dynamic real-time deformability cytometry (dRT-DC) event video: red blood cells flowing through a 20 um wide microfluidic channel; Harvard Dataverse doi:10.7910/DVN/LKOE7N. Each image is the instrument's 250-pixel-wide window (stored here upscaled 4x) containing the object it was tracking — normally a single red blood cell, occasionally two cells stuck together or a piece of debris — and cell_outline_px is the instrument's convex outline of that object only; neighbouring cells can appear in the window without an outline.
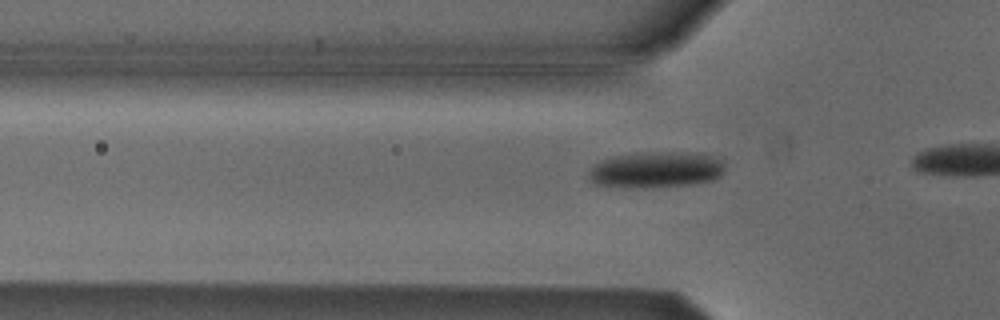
{"species": "Egyptian fruit bat (a non-hibernating species)", "species_latin": "Rousettus aegyptiacus", "temperature_condition": "cold", "stored_images_in_passage": 12, "camera_frame_rate_fps": 3000, "um_per_image_px": 0.085, "animal": {"sex": "male"}, "frame": {"image": 1, "passage_image": 6, "time_ms": 1.667, "image_size_px": [1000, 320], "cell_outline_px": [[724, 172], [720, 176], [712, 180], [692, 184], [648, 188], [632, 188], [596, 184], [588, 176], [588, 172], [592, 164], [600, 160], [612, 156], [636, 152], [688, 152], [708, 156], [720, 160], [724, 164]], "centroid_in_image_um": [55.7, 14.42], "position_along_channel_um": 70.1, "area_um2": 28.9}}
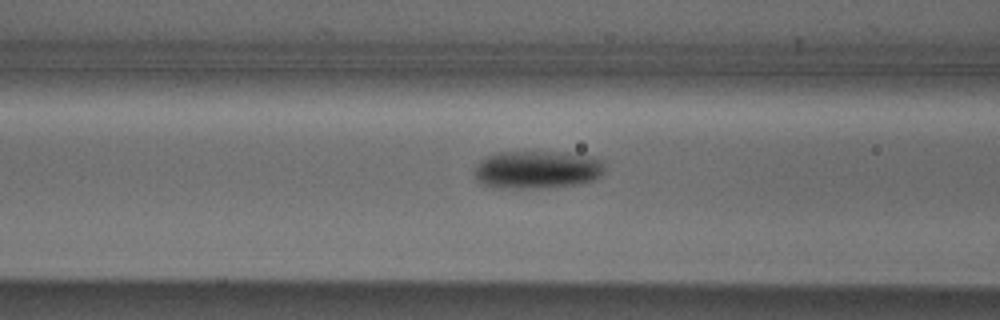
{"frame": {"image": 2, "passage_image": 10, "time_ms": 3.0, "image_size_px": [1000, 320], "cell_outline_px": [[604, 164], [600, 176], [592, 180], [580, 184], [536, 188], [492, 188], [480, 184], [476, 176], [476, 164], [484, 156], [496, 152], [568, 152], [588, 156], [600, 160]], "centroid_in_image_um": [45.6, 14.42], "position_along_channel_um": 121.0, "area_um2": 28.9}}